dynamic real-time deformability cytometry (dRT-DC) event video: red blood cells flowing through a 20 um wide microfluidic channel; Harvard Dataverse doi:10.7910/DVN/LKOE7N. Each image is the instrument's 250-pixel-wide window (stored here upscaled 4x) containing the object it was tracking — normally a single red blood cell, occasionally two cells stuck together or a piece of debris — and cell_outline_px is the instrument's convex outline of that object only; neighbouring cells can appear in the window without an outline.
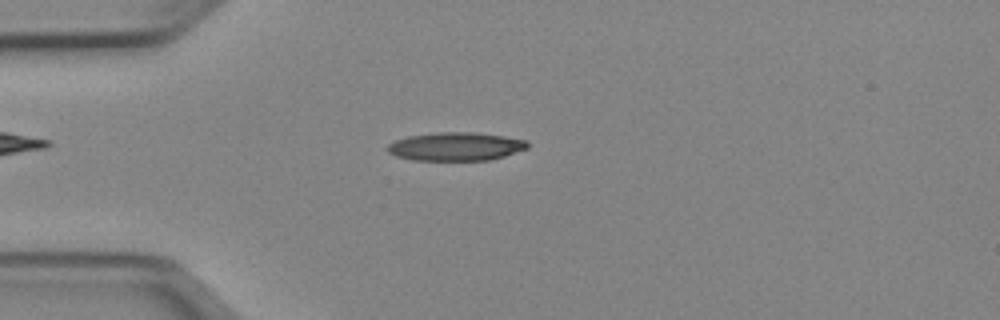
{"species": "Egyptian fruit bat (a non-hibernating species)", "species_latin": "Rousettus aegyptiacus", "temperature_condition": "cold", "stored_images_in_passage": 51, "camera_frame_rate_fps": 3000, "um_per_image_px": 0.085, "animal": {"sex": "female"}, "frame": {"image": 1, "passage_image": 14, "time_ms": 4.333, "image_size_px": [1000, 320], "cell_outline_px": [[528, 148], [504, 156], [488, 160], [416, 160], [396, 156], [388, 152], [384, 148], [388, 144], [396, 140], [408, 136], [436, 132], [476, 132], [504, 136], [528, 140]], "centroid_in_image_um": [38.73, 12.44], "position_along_channel_um": 46.3, "area_um2": 23.24}}
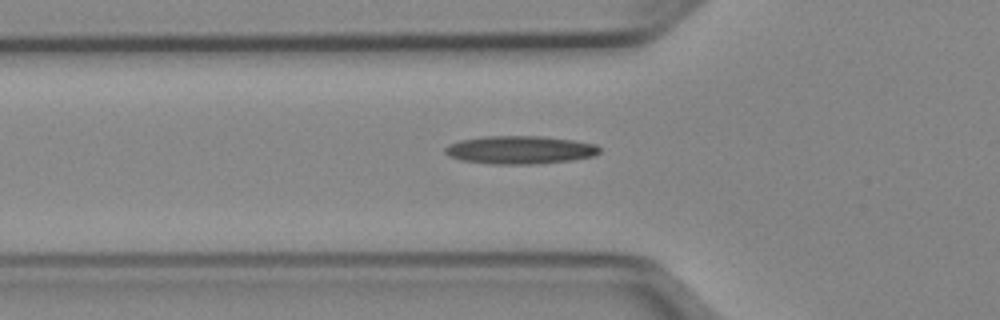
{"frame": {"image": 2, "passage_image": 18, "time_ms": 5.667, "image_size_px": [1000, 320], "cell_outline_px": [[600, 152], [592, 156], [572, 160], [536, 164], [492, 164], [460, 160], [448, 156], [444, 152], [444, 148], [448, 144], [460, 140], [484, 136], [540, 136], [572, 140], [596, 144], [600, 148]], "centroid_in_image_um": [44.16, 12.74], "position_along_channel_um": 81.6, "area_um2": 25.37}}
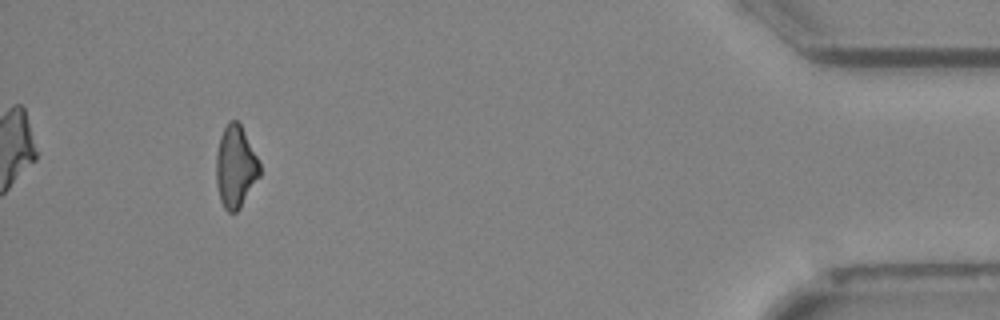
{"frame": {"image": 3, "passage_image": 48, "time_ms": 15.667, "image_size_px": [1000, 320], "cell_outline_px": [[260, 176], [240, 208], [236, 212], [228, 212], [224, 208], [220, 200], [216, 184], [216, 152], [220, 136], [228, 120], [236, 120], [240, 124], [260, 164]], "centroid_in_image_um": [20.0, 14.19], "position_along_channel_um": 415.2, "area_um2": 20.75}}